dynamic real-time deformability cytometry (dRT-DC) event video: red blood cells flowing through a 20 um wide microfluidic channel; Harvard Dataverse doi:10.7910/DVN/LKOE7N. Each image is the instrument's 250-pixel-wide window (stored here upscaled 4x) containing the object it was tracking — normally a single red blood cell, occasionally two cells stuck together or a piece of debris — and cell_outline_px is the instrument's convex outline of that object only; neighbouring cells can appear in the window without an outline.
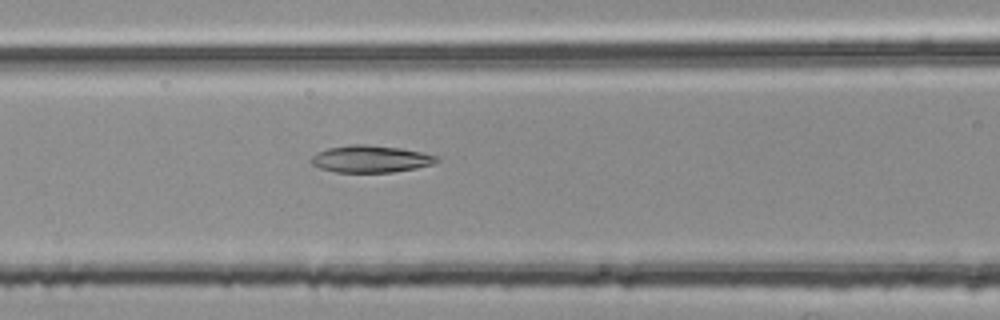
{"species": "common noctule bat (a hibernating species)", "species_latin": "Nyctalus noctula", "temperature_condition": "room temperature", "stored_images_in_passage": 41, "camera_frame_rate_fps": 3000, "um_per_image_px": 0.085, "animal": {"sex": "female", "body_mass_g": 25.1}, "frame": {"image": 1, "passage_image": 10, "time_ms": 3.0, "image_size_px": [1000, 320], "cell_outline_px": [[440, 160], [432, 164], [416, 168], [392, 172], [336, 172], [320, 168], [312, 164], [308, 160], [316, 152], [328, 148], [352, 144], [368, 144], [400, 148], [420, 152], [436, 156]], "centroid_in_image_um": [31.46, 13.51], "position_along_channel_um": 135.1, "area_um2": 19.77}}
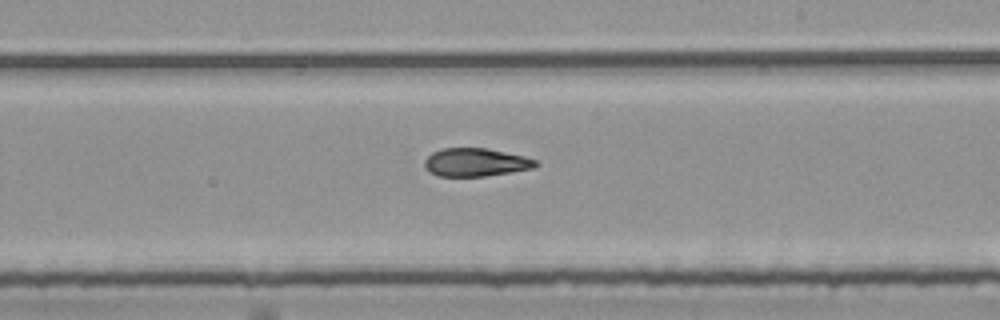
{"frame": {"image": 2, "passage_image": 19, "time_ms": 6.0, "image_size_px": [1000, 320], "cell_outline_px": [[540, 164], [536, 168], [484, 176], [440, 176], [424, 168], [424, 160], [432, 152], [440, 148], [488, 148], [524, 156], [536, 160]], "centroid_in_image_um": [40.45, 13.79], "position_along_channel_um": 248.6, "area_um2": 18.32}}
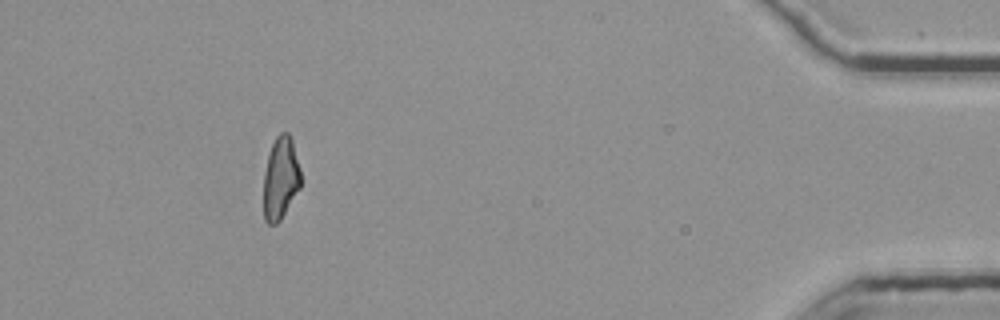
{"frame": {"image": 3, "passage_image": 37, "time_ms": 12.0, "image_size_px": [1000, 320], "cell_outline_px": [[300, 188], [280, 220], [276, 224], [268, 224], [264, 220], [264, 172], [268, 156], [272, 144], [276, 136], [280, 132], [288, 132], [292, 140], [300, 168]], "centroid_in_image_um": [23.85, 15.15], "position_along_channel_um": 411.4, "area_um2": 17.8}, "authors_computed_cell_mechanics": {"area_um2": 18.9006, "velocity_mm_per_s": 3.7911, "shape_relaxation_time_tau1_ms": null, "shape_relaxation_time_tau2_ms": 4.3091, "deformation_change_tau1": null, "deformation_change_tau2": 0.1201}}